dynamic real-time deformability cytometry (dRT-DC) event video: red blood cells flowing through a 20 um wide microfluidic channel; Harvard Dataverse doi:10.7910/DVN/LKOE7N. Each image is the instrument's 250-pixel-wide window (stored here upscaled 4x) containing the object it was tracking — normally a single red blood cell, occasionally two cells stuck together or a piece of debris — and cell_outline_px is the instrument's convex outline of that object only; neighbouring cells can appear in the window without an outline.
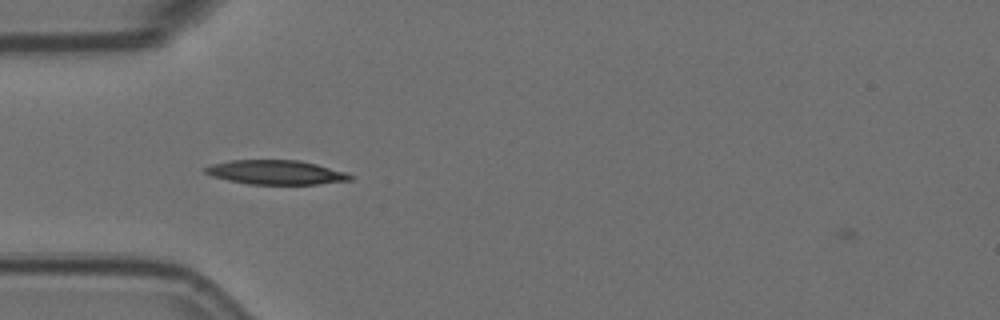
{"species": "Egyptian fruit bat (a non-hibernating species)", "species_latin": "Rousettus aegyptiacus", "temperature_condition": "room temperature", "stored_images_in_passage": 6, "camera_frame_rate_fps": 3000, "um_per_image_px": 0.085, "animal": {"sex": "female"}, "frame": {"image": 1, "passage_image": 2, "time_ms": 0.333, "image_size_px": [1000, 320], "cell_outline_px": [[352, 180], [316, 184], [248, 184], [228, 180], [212, 176], [204, 172], [204, 168], [212, 164], [232, 160], [300, 160], [316, 164], [344, 172], [352, 176]], "centroid_in_image_um": [23.42, 14.65], "position_along_channel_um": 61.6, "area_um2": 20.29}}
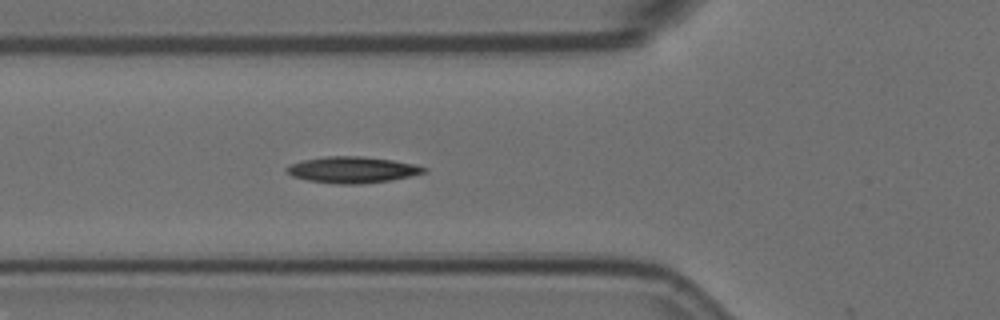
{"frame": {"image": 2, "passage_image": 5, "time_ms": 1.333, "image_size_px": [1000, 320], "cell_outline_px": [[428, 172], [412, 176], [392, 180], [360, 184], [336, 184], [308, 180], [292, 176], [284, 172], [284, 168], [292, 164], [304, 160], [328, 156], [360, 156], [392, 160], [412, 164], [428, 168]], "centroid_in_image_um": [29.96, 14.44], "position_along_channel_um": 95.8, "area_um2": 21.04}}